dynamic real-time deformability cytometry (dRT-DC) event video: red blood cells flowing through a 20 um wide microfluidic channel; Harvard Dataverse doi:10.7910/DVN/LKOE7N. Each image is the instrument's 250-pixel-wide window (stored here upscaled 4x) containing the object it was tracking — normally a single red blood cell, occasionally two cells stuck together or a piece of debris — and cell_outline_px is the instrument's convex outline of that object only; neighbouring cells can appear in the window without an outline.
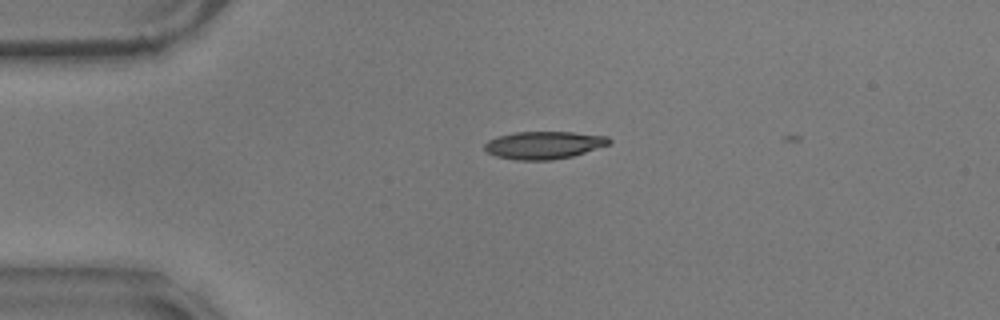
{"species": "common noctule bat (a hibernating species)", "species_latin": "Nyctalus noctula", "temperature_condition": "warm", "stored_images_in_passage": 4, "camera_frame_rate_fps": 3000, "um_per_image_px": 0.085, "animal": {"sex": "male", "body_mass_g": 17.9}, "frame": {"image": 1, "passage_image": 2, "time_ms": 0.333, "image_size_px": [1000, 320], "cell_outline_px": [[612, 144], [572, 156], [552, 160], [516, 160], [496, 156], [488, 152], [484, 148], [484, 144], [488, 140], [496, 136], [516, 132], [572, 132], [608, 136], [612, 140]], "centroid_in_image_um": [46.25, 12.33], "position_along_channel_um": 38.7, "area_um2": 20.17}}